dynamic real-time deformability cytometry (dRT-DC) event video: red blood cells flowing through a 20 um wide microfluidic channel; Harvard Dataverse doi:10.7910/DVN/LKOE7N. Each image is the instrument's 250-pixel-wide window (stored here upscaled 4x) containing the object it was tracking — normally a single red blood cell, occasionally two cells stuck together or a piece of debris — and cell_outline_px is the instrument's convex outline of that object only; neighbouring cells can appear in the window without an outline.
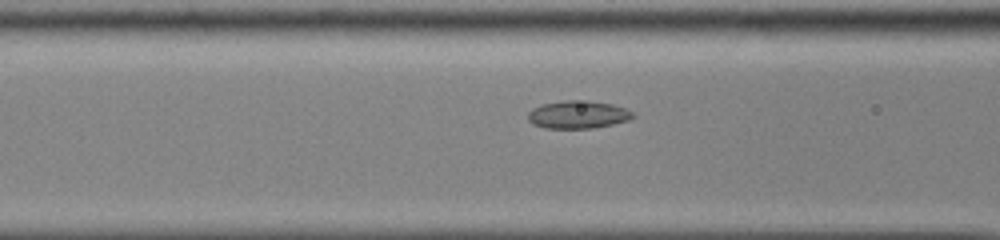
{"species": "common noctule bat (a hibernating species)", "species_latin": "Nyctalus noctula", "temperature_condition": "cold", "stored_images_in_passage": 35, "camera_frame_rate_fps": 3000, "um_per_image_px": 0.085, "animal": {"sex": "male", "body_mass_g": 13.0, "forearm_length_mm": 53.1}, "frame": {"image": 1, "passage_image": 7, "time_ms": 2.0, "image_size_px": [1000, 240], "cell_outline_px": [[636, 116], [628, 120], [612, 124], [592, 128], [544, 128], [532, 124], [528, 120], [528, 112], [532, 108], [540, 104], [564, 100], [588, 100], [612, 104], [624, 108], [632, 112]], "centroid_in_image_um": [49.09, 9.73], "position_along_channel_um": 117.5, "area_um2": 17.11}}
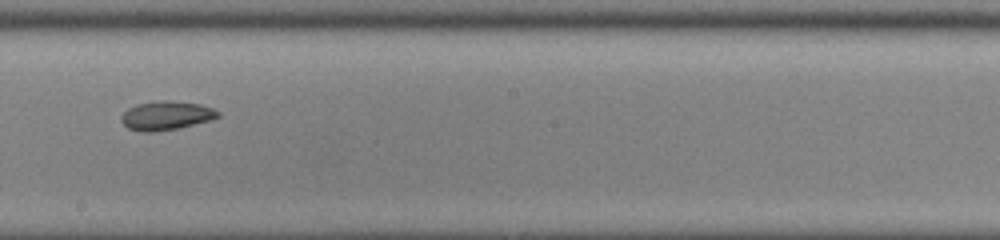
{"frame": {"image": 2, "passage_image": 16, "time_ms": 5.0, "image_size_px": [1000, 240], "cell_outline_px": [[220, 116], [212, 120], [180, 128], [152, 132], [140, 132], [128, 128], [120, 120], [120, 116], [128, 108], [136, 104], [160, 100], [168, 100], [200, 104], [212, 108], [220, 112]], "centroid_in_image_um": [14.13, 9.83], "position_along_channel_um": 234.1, "area_um2": 16.47}}
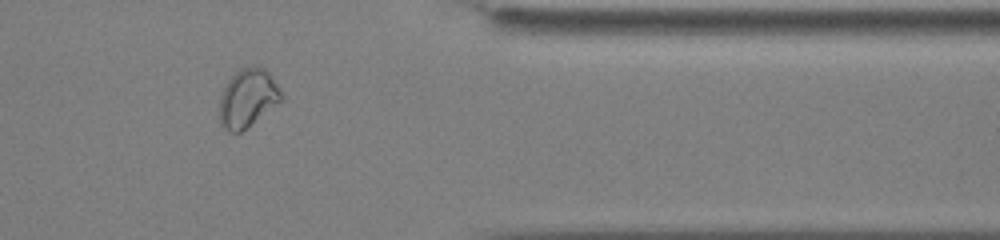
{"frame": {"image": 3, "passage_image": 29, "time_ms": 9.333, "image_size_px": [1000, 240], "cell_outline_px": [[284, 100], [240, 132], [232, 132], [220, 124], [220, 96], [228, 80], [240, 68], [264, 68], [268, 72], [280, 88]], "centroid_in_image_um": [21.08, 8.35], "position_along_channel_um": 390.3, "area_um2": 20.63}}